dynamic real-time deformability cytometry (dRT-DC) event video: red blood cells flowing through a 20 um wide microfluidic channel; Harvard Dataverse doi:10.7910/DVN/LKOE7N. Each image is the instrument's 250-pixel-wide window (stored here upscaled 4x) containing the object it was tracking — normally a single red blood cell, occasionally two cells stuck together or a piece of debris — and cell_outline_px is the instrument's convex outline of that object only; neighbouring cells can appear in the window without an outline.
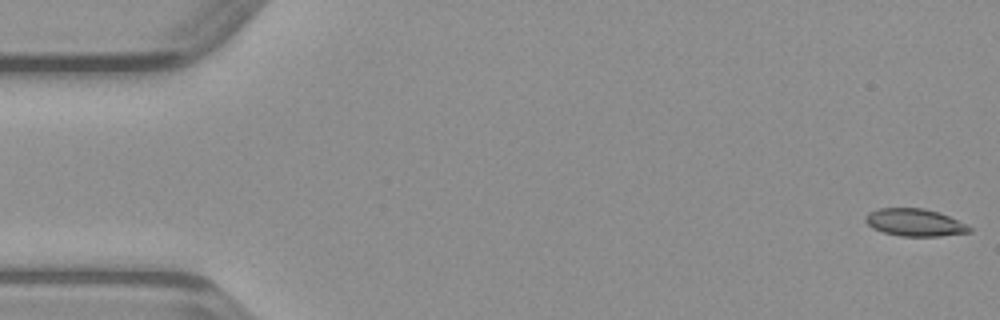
{"species": "common noctule bat (a hibernating species)", "species_latin": "Nyctalus noctula", "temperature_condition": "warm", "stored_images_in_passage": 48, "camera_frame_rate_fps": 3000, "um_per_image_px": 0.085, "animal": {"sex": "male", "body_mass_g": 23.1, "forearm_length_mm": 52.7}, "frame": {"image": 1, "passage_image": 1, "time_ms": 0.0, "image_size_px": [1000, 320], "cell_outline_px": [[972, 232], [940, 236], [900, 236], [884, 232], [872, 228], [864, 220], [864, 216], [868, 212], [880, 208], [924, 208], [940, 212], [968, 224], [972, 228]], "centroid_in_image_um": [77.78, 18.9], "position_along_channel_um": 7.2, "area_um2": 16.82}}
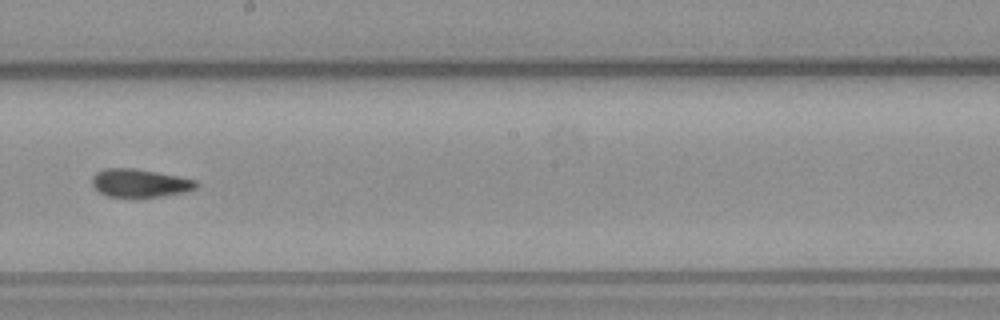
{"frame": {"image": 2, "passage_image": 27, "time_ms": 8.667, "image_size_px": [1000, 320], "cell_outline_px": [[196, 188], [184, 192], [136, 200], [108, 196], [100, 192], [92, 184], [92, 176], [96, 172], [104, 168], [132, 168], [156, 172], [196, 180]], "centroid_in_image_um": [11.83, 15.6], "position_along_channel_um": 236.4, "area_um2": 17.4}}
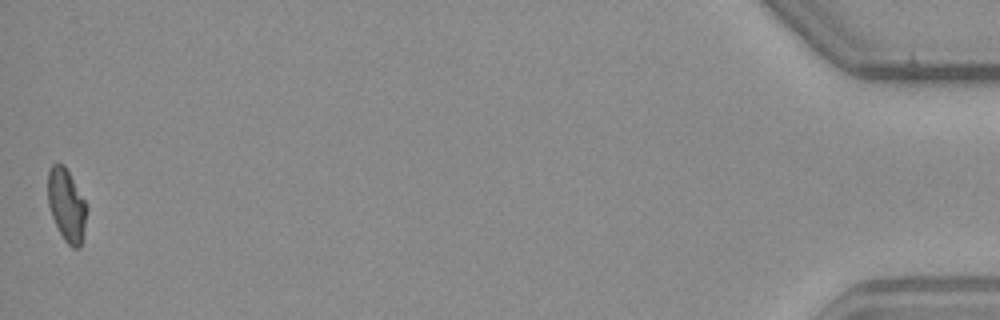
{"frame": {"image": 3, "passage_image": 48, "time_ms": 15.667, "image_size_px": [1000, 320], "cell_outline_px": [[88, 208], [80, 248], [72, 248], [64, 240], [52, 216], [48, 204], [48, 172], [52, 164], [64, 164], [88, 204]], "centroid_in_image_um": [5.68, 17.42], "position_along_channel_um": 429.5, "area_um2": 16.47}}